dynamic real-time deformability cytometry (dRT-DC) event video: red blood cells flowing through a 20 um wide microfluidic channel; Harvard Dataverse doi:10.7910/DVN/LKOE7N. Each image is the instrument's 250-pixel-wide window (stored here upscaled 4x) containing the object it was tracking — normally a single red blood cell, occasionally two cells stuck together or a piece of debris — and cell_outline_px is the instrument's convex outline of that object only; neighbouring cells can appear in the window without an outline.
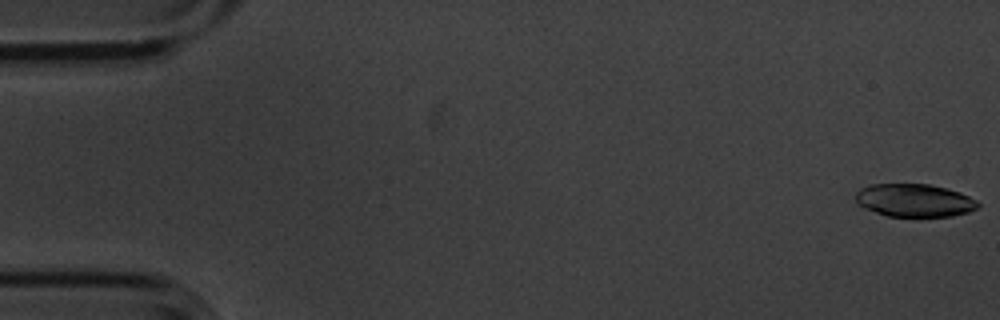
{"species": "common noctule bat (a hibernating species)", "species_latin": "Nyctalus noctula", "temperature_condition": "cold", "stored_images_in_passage": 11, "camera_frame_rate_fps": 3000, "um_per_image_px": 0.085, "animal": {"sex": "male", "body_mass_g": 20.1, "forearm_length_mm": 53.5}, "frame": {"image": 1, "passage_image": 1, "time_ms": 0.0, "image_size_px": [1000, 320], "cell_outline_px": [[980, 204], [976, 208], [968, 212], [952, 216], [888, 216], [864, 208], [856, 204], [856, 192], [860, 188], [868, 184], [928, 184], [960, 192], [976, 200]], "centroid_in_image_um": [77.69, 17.02], "position_along_channel_um": 7.3, "area_um2": 23.41}}
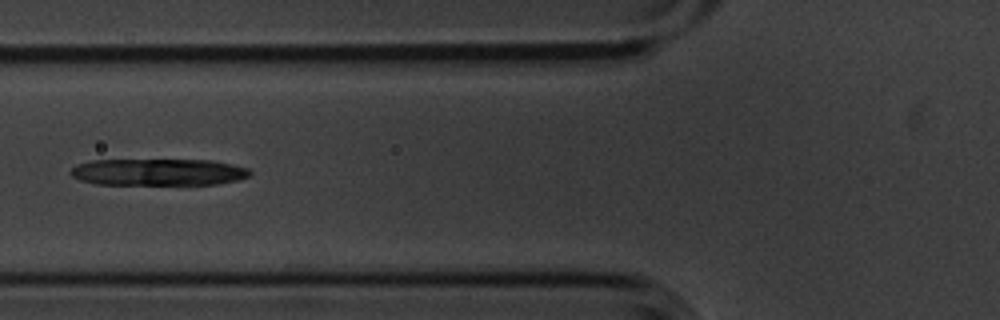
{"frame": {"image": 2, "passage_image": 6, "time_ms": 1.667, "image_size_px": [1000, 320], "cell_outline_px": [[252, 172], [248, 176], [240, 180], [216, 184], [96, 184], [80, 180], [72, 176], [68, 172], [76, 164], [92, 160], [212, 160], [232, 164], [248, 168]], "centroid_in_image_um": [13.45, 14.62], "position_along_channel_um": 112.3, "area_um2": 28.09}}
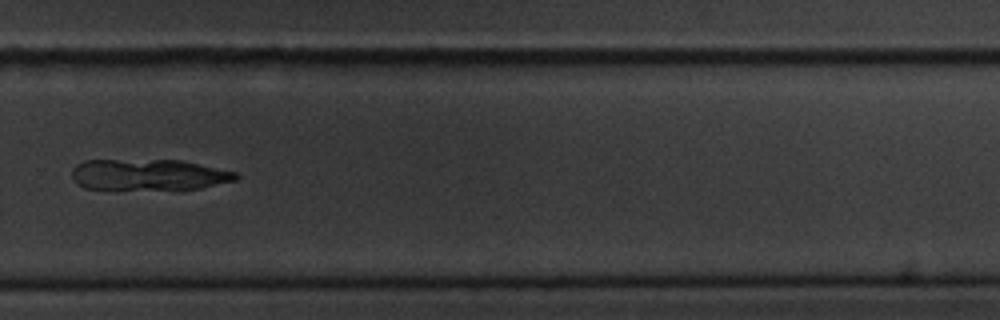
{"frame": {"image": 3, "passage_image": 11, "time_ms": 3.333, "image_size_px": [1000, 320], "cell_outline_px": [[240, 176], [236, 180], [200, 188], [116, 192], [112, 192], [84, 188], [76, 184], [72, 180], [72, 168], [76, 164], [84, 160], [180, 160], [236, 172]], "centroid_in_image_um": [12.52, 14.9], "position_along_channel_um": 317.3, "area_um2": 30.98}}